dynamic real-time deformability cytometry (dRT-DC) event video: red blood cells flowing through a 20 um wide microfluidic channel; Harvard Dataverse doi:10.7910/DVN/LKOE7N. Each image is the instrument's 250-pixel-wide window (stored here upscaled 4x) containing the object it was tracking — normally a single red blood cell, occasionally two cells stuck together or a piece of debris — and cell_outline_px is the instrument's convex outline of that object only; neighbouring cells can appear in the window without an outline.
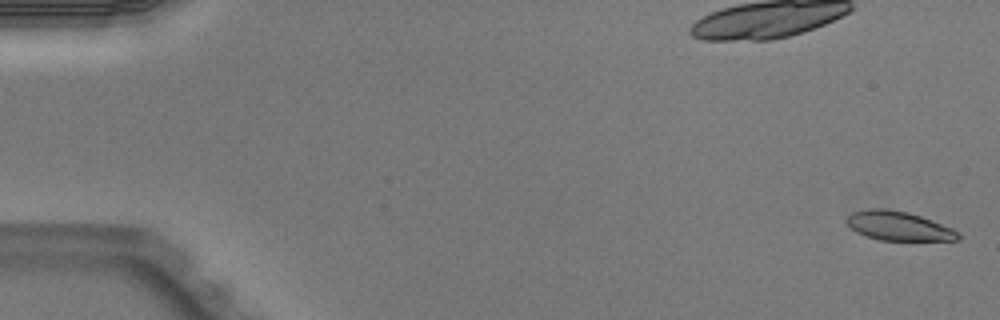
{"species": "Egyptian fruit bat (a non-hibernating species)", "species_latin": "Rousettus aegyptiacus", "temperature_condition": "warm", "stored_images_in_passage": 4, "camera_frame_rate_fps": 3000, "um_per_image_px": 0.085, "animal": {"sex": "male"}, "frame": {"image": 1, "passage_image": 1, "time_ms": 0.0, "image_size_px": [1000, 320], "cell_outline_px": [[960, 240], [880, 240], [856, 232], [844, 220], [852, 212], [872, 208], [884, 208], [908, 212], [920, 216], [952, 228], [960, 232]], "centroid_in_image_um": [76.38, 19.2], "position_along_channel_um": 8.6, "area_um2": 18.79}}